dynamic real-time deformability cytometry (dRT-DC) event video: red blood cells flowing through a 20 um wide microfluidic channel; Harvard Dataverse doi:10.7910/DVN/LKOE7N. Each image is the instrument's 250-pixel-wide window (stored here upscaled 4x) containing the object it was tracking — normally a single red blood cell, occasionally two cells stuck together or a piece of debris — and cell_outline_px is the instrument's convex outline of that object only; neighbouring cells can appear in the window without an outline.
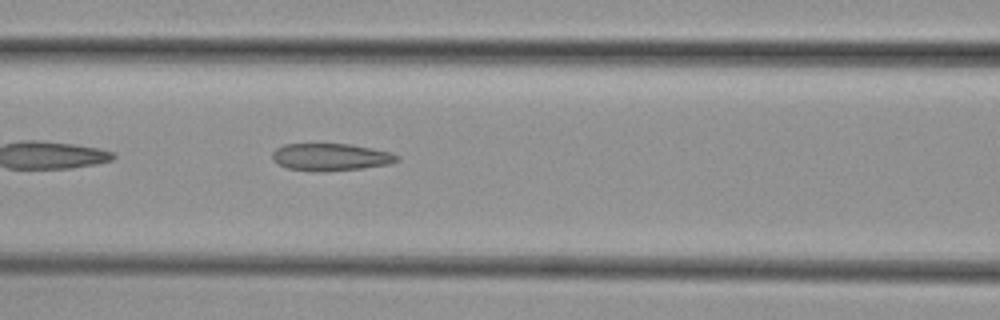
{"species": "common noctule bat (a hibernating species)", "species_latin": "Nyctalus noctula", "temperature_condition": "cold", "stored_images_in_passage": 38, "camera_frame_rate_fps": 3000, "um_per_image_px": 0.085, "animal": {"sex": "female", "body_mass_g": 29.2, "forearm_length_mm": 56.3}, "frame": {"image": 1, "passage_image": 7, "time_ms": 2.0, "image_size_px": [1000, 320], "cell_outline_px": [[400, 160], [388, 164], [364, 168], [320, 172], [288, 168], [276, 164], [272, 160], [272, 152], [276, 148], [284, 144], [352, 144], [388, 152], [400, 156]], "centroid_in_image_um": [28.08, 13.35], "position_along_channel_um": 138.5, "area_um2": 19.88}}
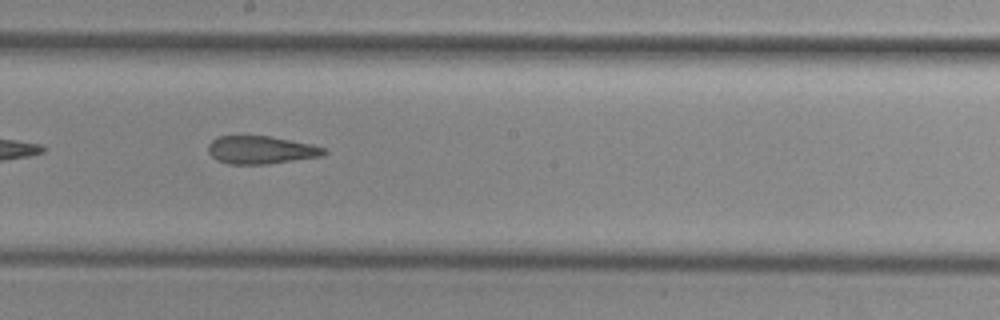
{"frame": {"image": 2, "passage_image": 14, "time_ms": 4.333, "image_size_px": [1000, 320], "cell_outline_px": [[328, 152], [324, 156], [268, 164], [228, 164], [216, 160], [208, 152], [208, 144], [212, 140], [220, 136], [272, 136], [312, 144], [328, 148]], "centroid_in_image_um": [22.24, 12.75], "position_along_channel_um": 226.0, "area_um2": 19.13}}
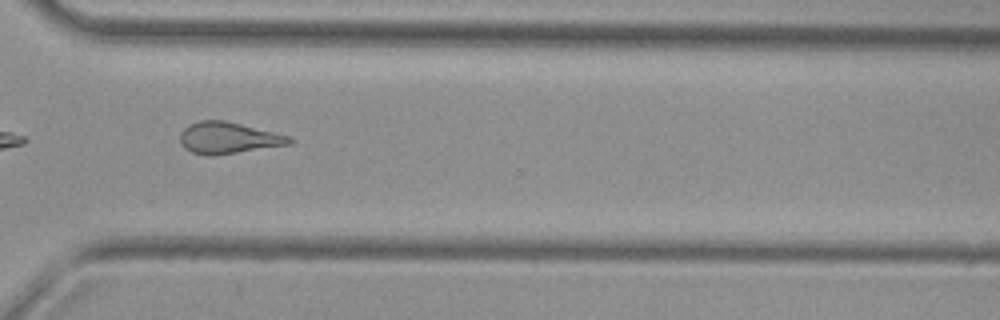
{"frame": {"image": 3, "passage_image": 24, "time_ms": 7.667, "image_size_px": [1000, 320], "cell_outline_px": [[292, 144], [212, 156], [208, 156], [192, 152], [184, 148], [180, 144], [180, 132], [188, 124], [200, 120], [224, 120], [292, 136]], "centroid_in_image_um": [19.39, 11.72], "position_along_channel_um": 351.2, "area_um2": 20.23}, "authors_computed_cell_mechanics": {"area_um2": 19.8832, "velocity_mm_per_s": 3.7593, "shape_relaxation_time_tau1_ms": null, "shape_relaxation_time_tau2_ms": 3.2249, "deformation_change_tau1": null, "deformation_change_tau2": 0.1273}}